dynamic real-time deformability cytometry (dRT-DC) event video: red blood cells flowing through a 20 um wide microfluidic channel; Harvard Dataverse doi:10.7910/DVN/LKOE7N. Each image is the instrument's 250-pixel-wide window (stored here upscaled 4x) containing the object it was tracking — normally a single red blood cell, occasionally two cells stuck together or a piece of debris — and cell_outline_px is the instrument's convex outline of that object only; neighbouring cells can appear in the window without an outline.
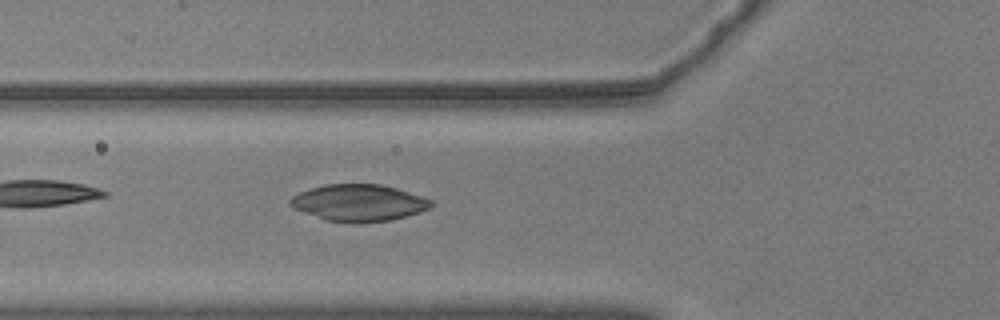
{"species": "common noctule bat (a hibernating species)", "species_latin": "Nyctalus noctula", "temperature_condition": "warm", "stored_images_in_passage": 42, "camera_frame_rate_fps": 3000, "um_per_image_px": 0.085, "animal": {"sex": "male", "body_mass_g": 20.5, "forearm_length_mm": 52.5}, "frame": {"image": 1, "passage_image": 6, "time_ms": 1.667, "image_size_px": [1000, 320], "cell_outline_px": [[436, 204], [432, 208], [420, 212], [388, 220], [356, 224], [328, 220], [292, 208], [288, 204], [288, 200], [292, 196], [300, 192], [324, 184], [380, 184], [396, 188], [432, 200]], "centroid_in_image_um": [30.5, 17.24], "position_along_channel_um": 95.3, "area_um2": 30.17}}
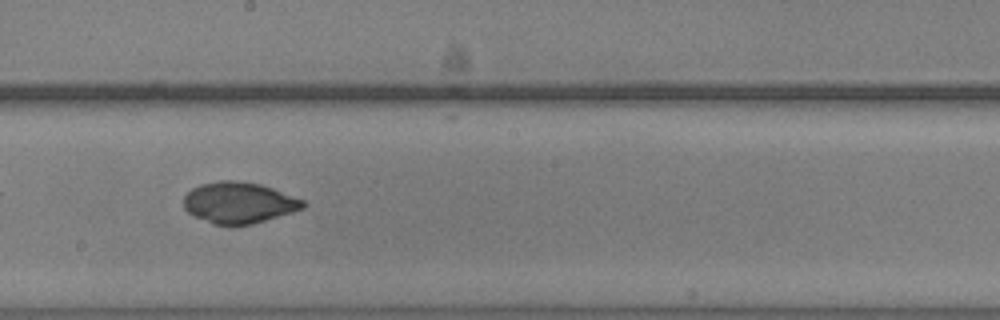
{"frame": {"image": 2, "passage_image": 17, "time_ms": 5.333, "image_size_px": [1000, 320], "cell_outline_px": [[308, 204], [304, 208], [292, 212], [252, 224], [212, 224], [192, 216], [184, 208], [184, 196], [192, 188], [200, 184], [220, 180], [236, 180], [260, 184], [272, 188], [304, 200]], "centroid_in_image_um": [20.29, 17.22], "position_along_channel_um": 227.9, "area_um2": 28.61}}
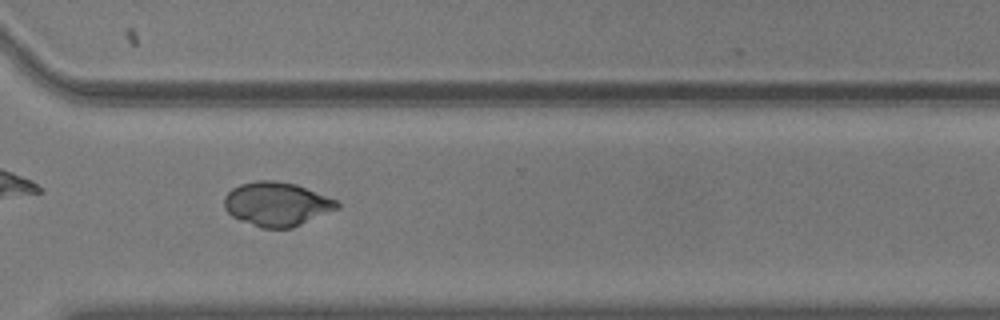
{"frame": {"image": 3, "passage_image": 27, "time_ms": 8.667, "image_size_px": [1000, 320], "cell_outline_px": [[340, 208], [292, 228], [260, 228], [240, 220], [232, 216], [224, 208], [224, 196], [232, 188], [240, 184], [256, 180], [276, 180], [296, 184], [336, 200], [340, 204]], "centroid_in_image_um": [23.51, 17.34], "position_along_channel_um": 347.1, "area_um2": 29.02}, "authors_computed_cell_mechanics": {"area_um2": 29.0156, "velocity_mm_per_s": 3.5971, "shape_relaxation_time_tau1_ms": 8.903, "shape_relaxation_time_tau2_ms": 1.329, "deformation_change_tau1": 0.1964, "deformation_change_tau2": 0.033}}